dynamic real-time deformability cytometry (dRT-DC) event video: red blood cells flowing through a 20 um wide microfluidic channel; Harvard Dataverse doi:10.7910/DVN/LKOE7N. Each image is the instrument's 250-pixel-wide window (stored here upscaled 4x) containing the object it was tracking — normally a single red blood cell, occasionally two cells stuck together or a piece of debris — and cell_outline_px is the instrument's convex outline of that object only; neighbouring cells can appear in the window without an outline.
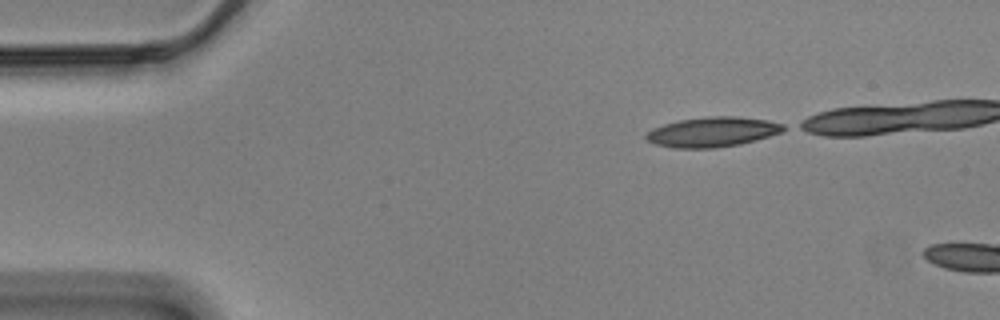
{"species": "Egyptian fruit bat (a non-hibernating species)", "species_latin": "Rousettus aegyptiacus", "temperature_condition": "cold", "stored_images_in_passage": 39, "camera_frame_rate_fps": 3000, "um_per_image_px": 0.085, "animal": {"sex": "male"}, "frame": {"image": 1, "passage_image": 1, "time_ms": 0.0, "image_size_px": [1000, 320], "cell_outline_px": [[788, 128], [780, 132], [756, 140], [740, 144], [716, 148], [676, 148], [656, 144], [648, 140], [644, 136], [652, 128], [664, 124], [680, 120], [708, 116], [736, 116], [768, 120], [784, 124]], "centroid_in_image_um": [60.58, 11.21], "position_along_channel_um": 24.4, "area_um2": 23.87}}
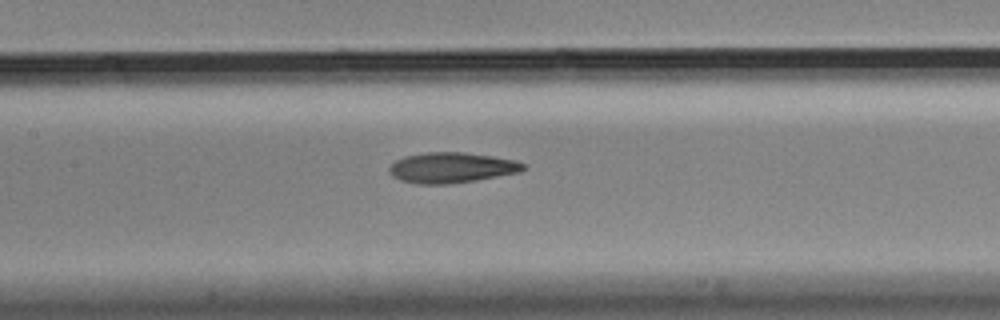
{"frame": {"image": 2, "passage_image": 19, "time_ms": 6.0, "image_size_px": [1000, 320], "cell_outline_px": [[528, 168], [520, 172], [476, 180], [452, 184], [420, 184], [400, 180], [392, 176], [388, 172], [388, 168], [396, 160], [404, 156], [428, 152], [464, 152], [492, 156], [516, 160], [524, 164]], "centroid_in_image_um": [38.39, 14.25], "position_along_channel_um": 169.0, "area_um2": 23.93}}
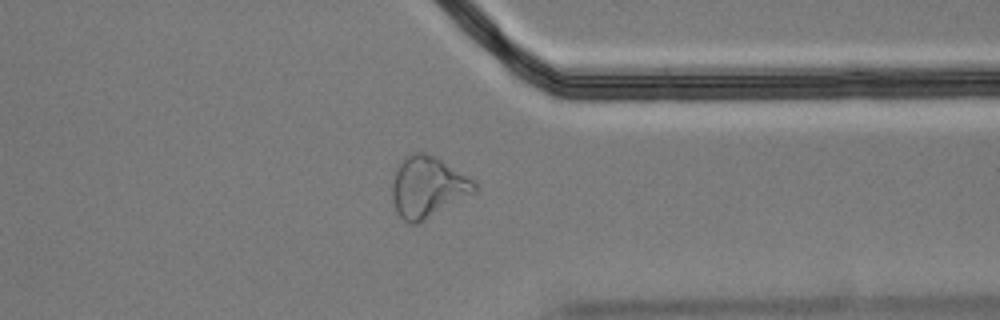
{"frame": {"image": 3, "passage_image": 37, "time_ms": 12.0, "image_size_px": [1000, 320], "cell_outline_px": [[476, 192], [424, 220], [416, 224], [408, 224], [396, 212], [392, 200], [392, 184], [396, 168], [404, 156], [416, 152], [424, 152], [436, 156], [476, 180]], "centroid_in_image_um": [36.36, 15.88], "position_along_channel_um": 375.0, "area_um2": 29.54}}